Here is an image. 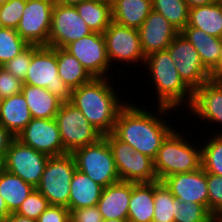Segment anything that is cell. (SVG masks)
Listing matches in <instances>:
<instances>
[{"label": "cell", "mask_w": 222, "mask_h": 222, "mask_svg": "<svg viewBox=\"0 0 222 222\" xmlns=\"http://www.w3.org/2000/svg\"><path fill=\"white\" fill-rule=\"evenodd\" d=\"M103 35L107 57L114 71L119 70L121 73L120 69H123V65L124 68L129 65L126 67L128 69L138 65L141 66V69L143 68L146 57L142 51L138 29L122 26L112 21ZM115 64L122 68L116 69ZM131 64H134L133 67L130 66Z\"/></svg>", "instance_id": "obj_5"}, {"label": "cell", "mask_w": 222, "mask_h": 222, "mask_svg": "<svg viewBox=\"0 0 222 222\" xmlns=\"http://www.w3.org/2000/svg\"><path fill=\"white\" fill-rule=\"evenodd\" d=\"M210 78L214 81H220L222 79V50L217 66L210 72Z\"/></svg>", "instance_id": "obj_44"}, {"label": "cell", "mask_w": 222, "mask_h": 222, "mask_svg": "<svg viewBox=\"0 0 222 222\" xmlns=\"http://www.w3.org/2000/svg\"><path fill=\"white\" fill-rule=\"evenodd\" d=\"M132 182L119 181L104 187L97 203L104 220L127 219Z\"/></svg>", "instance_id": "obj_20"}, {"label": "cell", "mask_w": 222, "mask_h": 222, "mask_svg": "<svg viewBox=\"0 0 222 222\" xmlns=\"http://www.w3.org/2000/svg\"><path fill=\"white\" fill-rule=\"evenodd\" d=\"M152 9L163 15L179 32L188 23L189 7L185 0H151Z\"/></svg>", "instance_id": "obj_32"}, {"label": "cell", "mask_w": 222, "mask_h": 222, "mask_svg": "<svg viewBox=\"0 0 222 222\" xmlns=\"http://www.w3.org/2000/svg\"><path fill=\"white\" fill-rule=\"evenodd\" d=\"M143 69L148 70L147 76H150L151 81L147 84L151 82L154 88L155 93L152 94L157 99L153 100L155 105L176 110L175 116L179 113L177 108L185 113L191 105L193 91L181 79L169 51L166 49L148 55Z\"/></svg>", "instance_id": "obj_3"}, {"label": "cell", "mask_w": 222, "mask_h": 222, "mask_svg": "<svg viewBox=\"0 0 222 222\" xmlns=\"http://www.w3.org/2000/svg\"><path fill=\"white\" fill-rule=\"evenodd\" d=\"M174 222H215V216L203 205L175 199Z\"/></svg>", "instance_id": "obj_35"}, {"label": "cell", "mask_w": 222, "mask_h": 222, "mask_svg": "<svg viewBox=\"0 0 222 222\" xmlns=\"http://www.w3.org/2000/svg\"><path fill=\"white\" fill-rule=\"evenodd\" d=\"M26 0H9L0 5L1 27L16 29L22 18Z\"/></svg>", "instance_id": "obj_37"}, {"label": "cell", "mask_w": 222, "mask_h": 222, "mask_svg": "<svg viewBox=\"0 0 222 222\" xmlns=\"http://www.w3.org/2000/svg\"><path fill=\"white\" fill-rule=\"evenodd\" d=\"M55 120L60 132L63 148L67 153L96 143L103 135L85 118L83 113L69 102L61 103Z\"/></svg>", "instance_id": "obj_10"}, {"label": "cell", "mask_w": 222, "mask_h": 222, "mask_svg": "<svg viewBox=\"0 0 222 222\" xmlns=\"http://www.w3.org/2000/svg\"><path fill=\"white\" fill-rule=\"evenodd\" d=\"M154 217V182L132 183L129 222H152Z\"/></svg>", "instance_id": "obj_25"}, {"label": "cell", "mask_w": 222, "mask_h": 222, "mask_svg": "<svg viewBox=\"0 0 222 222\" xmlns=\"http://www.w3.org/2000/svg\"><path fill=\"white\" fill-rule=\"evenodd\" d=\"M5 222H37L35 219H31L28 217L21 216L19 214L11 213Z\"/></svg>", "instance_id": "obj_45"}, {"label": "cell", "mask_w": 222, "mask_h": 222, "mask_svg": "<svg viewBox=\"0 0 222 222\" xmlns=\"http://www.w3.org/2000/svg\"><path fill=\"white\" fill-rule=\"evenodd\" d=\"M142 51L148 55L166 50L179 31L160 13L151 10L138 29Z\"/></svg>", "instance_id": "obj_19"}, {"label": "cell", "mask_w": 222, "mask_h": 222, "mask_svg": "<svg viewBox=\"0 0 222 222\" xmlns=\"http://www.w3.org/2000/svg\"><path fill=\"white\" fill-rule=\"evenodd\" d=\"M54 4L52 0H26L16 31L29 45L48 46Z\"/></svg>", "instance_id": "obj_15"}, {"label": "cell", "mask_w": 222, "mask_h": 222, "mask_svg": "<svg viewBox=\"0 0 222 222\" xmlns=\"http://www.w3.org/2000/svg\"><path fill=\"white\" fill-rule=\"evenodd\" d=\"M181 33L195 47L203 65L211 72L219 61L222 38L207 34L201 29L186 26Z\"/></svg>", "instance_id": "obj_23"}, {"label": "cell", "mask_w": 222, "mask_h": 222, "mask_svg": "<svg viewBox=\"0 0 222 222\" xmlns=\"http://www.w3.org/2000/svg\"><path fill=\"white\" fill-rule=\"evenodd\" d=\"M11 213L8 211L7 205L5 203V200L3 197L0 195V222H5L7 217Z\"/></svg>", "instance_id": "obj_46"}, {"label": "cell", "mask_w": 222, "mask_h": 222, "mask_svg": "<svg viewBox=\"0 0 222 222\" xmlns=\"http://www.w3.org/2000/svg\"><path fill=\"white\" fill-rule=\"evenodd\" d=\"M37 222H70V211L61 205H50L37 219Z\"/></svg>", "instance_id": "obj_42"}, {"label": "cell", "mask_w": 222, "mask_h": 222, "mask_svg": "<svg viewBox=\"0 0 222 222\" xmlns=\"http://www.w3.org/2000/svg\"><path fill=\"white\" fill-rule=\"evenodd\" d=\"M92 32H103L112 22L111 0H87L75 6Z\"/></svg>", "instance_id": "obj_28"}, {"label": "cell", "mask_w": 222, "mask_h": 222, "mask_svg": "<svg viewBox=\"0 0 222 222\" xmlns=\"http://www.w3.org/2000/svg\"><path fill=\"white\" fill-rule=\"evenodd\" d=\"M33 189L34 187L31 184L26 183L19 176L5 169L0 172V195L5 200L10 213L18 210Z\"/></svg>", "instance_id": "obj_29"}, {"label": "cell", "mask_w": 222, "mask_h": 222, "mask_svg": "<svg viewBox=\"0 0 222 222\" xmlns=\"http://www.w3.org/2000/svg\"><path fill=\"white\" fill-rule=\"evenodd\" d=\"M14 139L15 137L0 124V158L3 160Z\"/></svg>", "instance_id": "obj_43"}, {"label": "cell", "mask_w": 222, "mask_h": 222, "mask_svg": "<svg viewBox=\"0 0 222 222\" xmlns=\"http://www.w3.org/2000/svg\"><path fill=\"white\" fill-rule=\"evenodd\" d=\"M83 1L87 0H58L56 3H59L64 6H76L77 4H80Z\"/></svg>", "instance_id": "obj_48"}, {"label": "cell", "mask_w": 222, "mask_h": 222, "mask_svg": "<svg viewBox=\"0 0 222 222\" xmlns=\"http://www.w3.org/2000/svg\"><path fill=\"white\" fill-rule=\"evenodd\" d=\"M76 169L75 159L70 153L49 157L36 189L50 205H61L68 208L70 184Z\"/></svg>", "instance_id": "obj_9"}, {"label": "cell", "mask_w": 222, "mask_h": 222, "mask_svg": "<svg viewBox=\"0 0 222 222\" xmlns=\"http://www.w3.org/2000/svg\"><path fill=\"white\" fill-rule=\"evenodd\" d=\"M177 127L162 141L154 159L157 179L161 182L176 173L194 172L202 165L201 145L199 146L198 140H193L196 137H192L190 130L188 136L183 130H179V126Z\"/></svg>", "instance_id": "obj_4"}, {"label": "cell", "mask_w": 222, "mask_h": 222, "mask_svg": "<svg viewBox=\"0 0 222 222\" xmlns=\"http://www.w3.org/2000/svg\"><path fill=\"white\" fill-rule=\"evenodd\" d=\"M107 140L121 181L147 183L157 181L154 160L119 140L113 133L103 135Z\"/></svg>", "instance_id": "obj_8"}, {"label": "cell", "mask_w": 222, "mask_h": 222, "mask_svg": "<svg viewBox=\"0 0 222 222\" xmlns=\"http://www.w3.org/2000/svg\"><path fill=\"white\" fill-rule=\"evenodd\" d=\"M102 190L103 187L101 185L76 169L70 184L69 211L96 206L101 197Z\"/></svg>", "instance_id": "obj_24"}, {"label": "cell", "mask_w": 222, "mask_h": 222, "mask_svg": "<svg viewBox=\"0 0 222 222\" xmlns=\"http://www.w3.org/2000/svg\"><path fill=\"white\" fill-rule=\"evenodd\" d=\"M71 154L76 168L103 188L121 181L111 148L104 137L96 143L76 149Z\"/></svg>", "instance_id": "obj_7"}, {"label": "cell", "mask_w": 222, "mask_h": 222, "mask_svg": "<svg viewBox=\"0 0 222 222\" xmlns=\"http://www.w3.org/2000/svg\"><path fill=\"white\" fill-rule=\"evenodd\" d=\"M31 119L32 116L22 92L3 98L0 106V124L15 138Z\"/></svg>", "instance_id": "obj_21"}, {"label": "cell", "mask_w": 222, "mask_h": 222, "mask_svg": "<svg viewBox=\"0 0 222 222\" xmlns=\"http://www.w3.org/2000/svg\"><path fill=\"white\" fill-rule=\"evenodd\" d=\"M186 26L198 28L209 35L222 38V3L216 2L190 8Z\"/></svg>", "instance_id": "obj_27"}, {"label": "cell", "mask_w": 222, "mask_h": 222, "mask_svg": "<svg viewBox=\"0 0 222 222\" xmlns=\"http://www.w3.org/2000/svg\"><path fill=\"white\" fill-rule=\"evenodd\" d=\"M113 79L117 81L112 77L93 78L90 82L72 89L69 100L102 135L113 132L118 112L129 100L123 99L124 91L117 88L120 84L117 85Z\"/></svg>", "instance_id": "obj_2"}, {"label": "cell", "mask_w": 222, "mask_h": 222, "mask_svg": "<svg viewBox=\"0 0 222 222\" xmlns=\"http://www.w3.org/2000/svg\"><path fill=\"white\" fill-rule=\"evenodd\" d=\"M49 206L48 200L34 188L15 213L37 220Z\"/></svg>", "instance_id": "obj_36"}, {"label": "cell", "mask_w": 222, "mask_h": 222, "mask_svg": "<svg viewBox=\"0 0 222 222\" xmlns=\"http://www.w3.org/2000/svg\"><path fill=\"white\" fill-rule=\"evenodd\" d=\"M4 169L3 159L0 158V172Z\"/></svg>", "instance_id": "obj_51"}, {"label": "cell", "mask_w": 222, "mask_h": 222, "mask_svg": "<svg viewBox=\"0 0 222 222\" xmlns=\"http://www.w3.org/2000/svg\"><path fill=\"white\" fill-rule=\"evenodd\" d=\"M23 82L0 66V95L5 98L22 91Z\"/></svg>", "instance_id": "obj_40"}, {"label": "cell", "mask_w": 222, "mask_h": 222, "mask_svg": "<svg viewBox=\"0 0 222 222\" xmlns=\"http://www.w3.org/2000/svg\"><path fill=\"white\" fill-rule=\"evenodd\" d=\"M104 218L98 206H91L70 211V222H103Z\"/></svg>", "instance_id": "obj_41"}, {"label": "cell", "mask_w": 222, "mask_h": 222, "mask_svg": "<svg viewBox=\"0 0 222 222\" xmlns=\"http://www.w3.org/2000/svg\"><path fill=\"white\" fill-rule=\"evenodd\" d=\"M9 0H0V5H3L4 3L8 2Z\"/></svg>", "instance_id": "obj_52"}, {"label": "cell", "mask_w": 222, "mask_h": 222, "mask_svg": "<svg viewBox=\"0 0 222 222\" xmlns=\"http://www.w3.org/2000/svg\"><path fill=\"white\" fill-rule=\"evenodd\" d=\"M209 135V136H208ZM202 139L201 158L206 173L222 176V134H208Z\"/></svg>", "instance_id": "obj_31"}, {"label": "cell", "mask_w": 222, "mask_h": 222, "mask_svg": "<svg viewBox=\"0 0 222 222\" xmlns=\"http://www.w3.org/2000/svg\"><path fill=\"white\" fill-rule=\"evenodd\" d=\"M2 101H3V97L0 95V106L2 104Z\"/></svg>", "instance_id": "obj_53"}, {"label": "cell", "mask_w": 222, "mask_h": 222, "mask_svg": "<svg viewBox=\"0 0 222 222\" xmlns=\"http://www.w3.org/2000/svg\"><path fill=\"white\" fill-rule=\"evenodd\" d=\"M175 197L166 185L154 181V217L152 222H174Z\"/></svg>", "instance_id": "obj_33"}, {"label": "cell", "mask_w": 222, "mask_h": 222, "mask_svg": "<svg viewBox=\"0 0 222 222\" xmlns=\"http://www.w3.org/2000/svg\"><path fill=\"white\" fill-rule=\"evenodd\" d=\"M167 50L181 79L193 92L211 80L210 71L203 65L199 53L181 32Z\"/></svg>", "instance_id": "obj_11"}, {"label": "cell", "mask_w": 222, "mask_h": 222, "mask_svg": "<svg viewBox=\"0 0 222 222\" xmlns=\"http://www.w3.org/2000/svg\"><path fill=\"white\" fill-rule=\"evenodd\" d=\"M103 222H129L127 219H111V220H104Z\"/></svg>", "instance_id": "obj_49"}, {"label": "cell", "mask_w": 222, "mask_h": 222, "mask_svg": "<svg viewBox=\"0 0 222 222\" xmlns=\"http://www.w3.org/2000/svg\"><path fill=\"white\" fill-rule=\"evenodd\" d=\"M56 56L58 75L71 90L78 88L93 79L80 61L64 48H56Z\"/></svg>", "instance_id": "obj_30"}, {"label": "cell", "mask_w": 222, "mask_h": 222, "mask_svg": "<svg viewBox=\"0 0 222 222\" xmlns=\"http://www.w3.org/2000/svg\"><path fill=\"white\" fill-rule=\"evenodd\" d=\"M49 156L14 139L3 160L4 169L19 176L36 188L41 180Z\"/></svg>", "instance_id": "obj_14"}, {"label": "cell", "mask_w": 222, "mask_h": 222, "mask_svg": "<svg viewBox=\"0 0 222 222\" xmlns=\"http://www.w3.org/2000/svg\"><path fill=\"white\" fill-rule=\"evenodd\" d=\"M186 4L188 5L189 9L193 7L214 4L216 0H185Z\"/></svg>", "instance_id": "obj_47"}, {"label": "cell", "mask_w": 222, "mask_h": 222, "mask_svg": "<svg viewBox=\"0 0 222 222\" xmlns=\"http://www.w3.org/2000/svg\"><path fill=\"white\" fill-rule=\"evenodd\" d=\"M37 46L38 45H29L25 50H23L12 60L2 65V67L7 72H10L12 75L16 76L18 79H20L23 82L27 75L32 55L35 53V48Z\"/></svg>", "instance_id": "obj_38"}, {"label": "cell", "mask_w": 222, "mask_h": 222, "mask_svg": "<svg viewBox=\"0 0 222 222\" xmlns=\"http://www.w3.org/2000/svg\"><path fill=\"white\" fill-rule=\"evenodd\" d=\"M186 112L190 114L191 118L193 115V118L195 117L198 121H201V124L203 122V124L207 123L209 126H213V129L211 128L212 131L210 128L207 130L208 127H203L206 128L204 129L206 132L201 131V133H205L201 134V138L210 133L222 134V82L209 80L202 84L193 92L191 105ZM216 124L221 128L219 129ZM215 126L217 130H215Z\"/></svg>", "instance_id": "obj_12"}, {"label": "cell", "mask_w": 222, "mask_h": 222, "mask_svg": "<svg viewBox=\"0 0 222 222\" xmlns=\"http://www.w3.org/2000/svg\"><path fill=\"white\" fill-rule=\"evenodd\" d=\"M28 46L16 29L0 27V66L12 60Z\"/></svg>", "instance_id": "obj_34"}, {"label": "cell", "mask_w": 222, "mask_h": 222, "mask_svg": "<svg viewBox=\"0 0 222 222\" xmlns=\"http://www.w3.org/2000/svg\"><path fill=\"white\" fill-rule=\"evenodd\" d=\"M140 104L127 101L118 112L112 133L119 140L129 144L134 151L154 160L162 141L176 128L168 122L172 120L169 119V114L176 110L162 106L143 107ZM150 108L155 109L153 111Z\"/></svg>", "instance_id": "obj_1"}, {"label": "cell", "mask_w": 222, "mask_h": 222, "mask_svg": "<svg viewBox=\"0 0 222 222\" xmlns=\"http://www.w3.org/2000/svg\"><path fill=\"white\" fill-rule=\"evenodd\" d=\"M215 222H222V212L215 217Z\"/></svg>", "instance_id": "obj_50"}, {"label": "cell", "mask_w": 222, "mask_h": 222, "mask_svg": "<svg viewBox=\"0 0 222 222\" xmlns=\"http://www.w3.org/2000/svg\"><path fill=\"white\" fill-rule=\"evenodd\" d=\"M112 21L139 29L152 10L151 0H111Z\"/></svg>", "instance_id": "obj_22"}, {"label": "cell", "mask_w": 222, "mask_h": 222, "mask_svg": "<svg viewBox=\"0 0 222 222\" xmlns=\"http://www.w3.org/2000/svg\"><path fill=\"white\" fill-rule=\"evenodd\" d=\"M64 49L78 59L93 78L115 76L116 73L112 71L114 69L111 68L107 57L106 43L103 34L93 32L69 43Z\"/></svg>", "instance_id": "obj_13"}, {"label": "cell", "mask_w": 222, "mask_h": 222, "mask_svg": "<svg viewBox=\"0 0 222 222\" xmlns=\"http://www.w3.org/2000/svg\"><path fill=\"white\" fill-rule=\"evenodd\" d=\"M16 139L49 157L68 154L63 148L55 118H32Z\"/></svg>", "instance_id": "obj_17"}, {"label": "cell", "mask_w": 222, "mask_h": 222, "mask_svg": "<svg viewBox=\"0 0 222 222\" xmlns=\"http://www.w3.org/2000/svg\"><path fill=\"white\" fill-rule=\"evenodd\" d=\"M171 194L181 202L203 204L208 209L206 172L201 167L190 173H176L162 181Z\"/></svg>", "instance_id": "obj_18"}, {"label": "cell", "mask_w": 222, "mask_h": 222, "mask_svg": "<svg viewBox=\"0 0 222 222\" xmlns=\"http://www.w3.org/2000/svg\"><path fill=\"white\" fill-rule=\"evenodd\" d=\"M208 210L216 217L222 212V176L206 173Z\"/></svg>", "instance_id": "obj_39"}, {"label": "cell", "mask_w": 222, "mask_h": 222, "mask_svg": "<svg viewBox=\"0 0 222 222\" xmlns=\"http://www.w3.org/2000/svg\"><path fill=\"white\" fill-rule=\"evenodd\" d=\"M91 33H93L92 30L81 18L75 6H64L55 2L52 10L48 46L64 48L69 43Z\"/></svg>", "instance_id": "obj_16"}, {"label": "cell", "mask_w": 222, "mask_h": 222, "mask_svg": "<svg viewBox=\"0 0 222 222\" xmlns=\"http://www.w3.org/2000/svg\"><path fill=\"white\" fill-rule=\"evenodd\" d=\"M23 84L46 88L62 103L69 102L72 90L59 77L56 48L37 46Z\"/></svg>", "instance_id": "obj_6"}, {"label": "cell", "mask_w": 222, "mask_h": 222, "mask_svg": "<svg viewBox=\"0 0 222 222\" xmlns=\"http://www.w3.org/2000/svg\"><path fill=\"white\" fill-rule=\"evenodd\" d=\"M21 92L25 97L32 118H55L62 102L46 88L23 84Z\"/></svg>", "instance_id": "obj_26"}]
</instances>
